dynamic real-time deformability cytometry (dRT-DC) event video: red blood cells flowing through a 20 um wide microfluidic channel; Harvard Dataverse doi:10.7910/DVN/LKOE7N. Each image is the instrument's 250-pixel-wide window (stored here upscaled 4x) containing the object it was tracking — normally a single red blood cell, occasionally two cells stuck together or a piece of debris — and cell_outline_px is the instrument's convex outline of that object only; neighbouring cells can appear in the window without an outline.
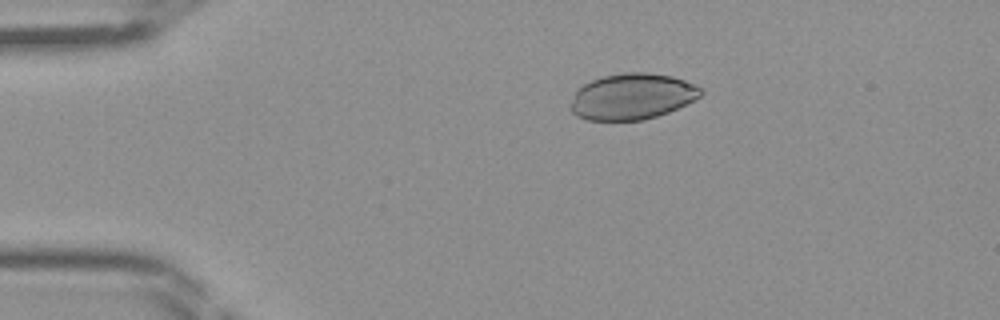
{"species": "Egyptian fruit bat (a non-hibernating species)", "species_latin": "Rousettus aegyptiacus", "temperature_condition": "room temperature", "stored_images_in_passage": 41, "camera_frame_rate_fps": 3000, "um_per_image_px": 0.085, "frame": {"image": 1, "passage_image": 5, "time_ms": 1.333, "image_size_px": [1000, 320], "cell_outline_px": [[704, 92], [700, 96], [668, 112], [644, 120], [588, 120], [576, 116], [572, 112], [572, 104], [576, 92], [584, 84], [592, 80], [604, 76], [624, 72], [648, 72], [672, 76], [684, 80], [700, 88]], "centroid_in_image_um": [53.73, 8.2], "position_along_channel_um": 31.3, "area_um2": 34.45}}
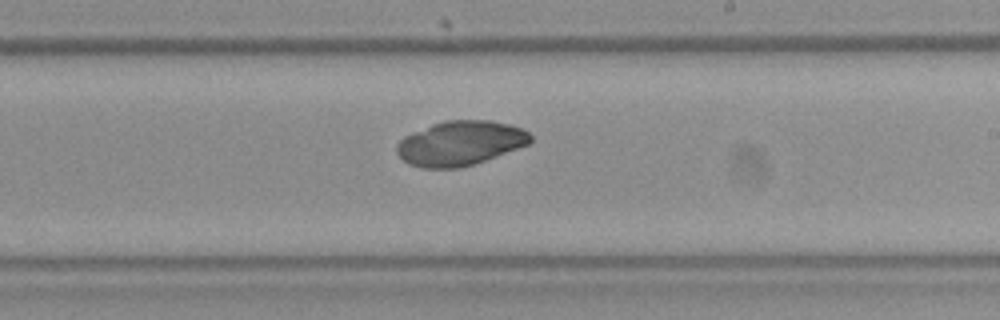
{"frame": {"image": 2, "passage_image": 23, "time_ms": 7.333, "image_size_px": [1000, 320], "cell_outline_px": [[532, 140], [528, 144], [476, 164], [460, 168], [420, 168], [408, 164], [396, 152], [396, 144], [404, 136], [432, 124], [444, 120], [492, 120], [512, 124], [528, 132], [532, 136]], "centroid_in_image_um": [39.11, 12.17], "position_along_channel_um": 249.9, "area_um2": 34.91}}
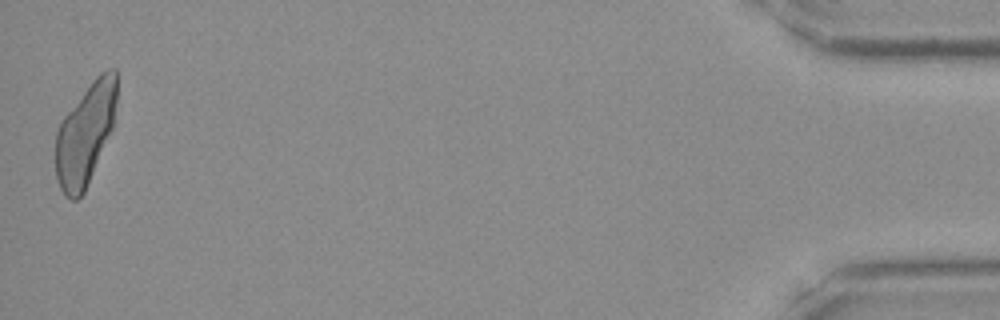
{"frame": {"image": 3, "passage_image": 41, "time_ms": 13.333, "image_size_px": [1000, 320], "cell_outline_px": [[116, 104], [112, 128], [84, 192], [76, 200], [72, 200], [64, 196], [60, 188], [56, 176], [56, 132], [64, 116], [92, 80], [100, 72], [108, 68], [116, 68]], "centroid_in_image_um": [7.24, 11.38], "position_along_channel_um": 428.0, "area_um2": 35.72}}